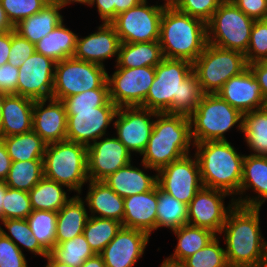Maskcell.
<instances>
[{"label":"cell","instance_id":"3","mask_svg":"<svg viewBox=\"0 0 267 267\" xmlns=\"http://www.w3.org/2000/svg\"><path fill=\"white\" fill-rule=\"evenodd\" d=\"M193 144L203 187L223 190L234 198L240 190L245 155L228 140Z\"/></svg>","mask_w":267,"mask_h":267},{"label":"cell","instance_id":"7","mask_svg":"<svg viewBox=\"0 0 267 267\" xmlns=\"http://www.w3.org/2000/svg\"><path fill=\"white\" fill-rule=\"evenodd\" d=\"M192 64L204 94H217L225 82L248 68L244 53L209 43Z\"/></svg>","mask_w":267,"mask_h":267},{"label":"cell","instance_id":"31","mask_svg":"<svg viewBox=\"0 0 267 267\" xmlns=\"http://www.w3.org/2000/svg\"><path fill=\"white\" fill-rule=\"evenodd\" d=\"M160 42L121 43L116 67H155L163 60Z\"/></svg>","mask_w":267,"mask_h":267},{"label":"cell","instance_id":"19","mask_svg":"<svg viewBox=\"0 0 267 267\" xmlns=\"http://www.w3.org/2000/svg\"><path fill=\"white\" fill-rule=\"evenodd\" d=\"M150 235L123 227L100 253L106 267H133L142 257Z\"/></svg>","mask_w":267,"mask_h":267},{"label":"cell","instance_id":"9","mask_svg":"<svg viewBox=\"0 0 267 267\" xmlns=\"http://www.w3.org/2000/svg\"><path fill=\"white\" fill-rule=\"evenodd\" d=\"M105 67L67 58L56 62L52 98L63 100L92 89H109Z\"/></svg>","mask_w":267,"mask_h":267},{"label":"cell","instance_id":"16","mask_svg":"<svg viewBox=\"0 0 267 267\" xmlns=\"http://www.w3.org/2000/svg\"><path fill=\"white\" fill-rule=\"evenodd\" d=\"M226 196L231 195L223 190L202 187L188 204V224L220 235L229 211L236 204L232 198L231 204L225 208Z\"/></svg>","mask_w":267,"mask_h":267},{"label":"cell","instance_id":"51","mask_svg":"<svg viewBox=\"0 0 267 267\" xmlns=\"http://www.w3.org/2000/svg\"><path fill=\"white\" fill-rule=\"evenodd\" d=\"M253 20L267 19V0H230Z\"/></svg>","mask_w":267,"mask_h":267},{"label":"cell","instance_id":"28","mask_svg":"<svg viewBox=\"0 0 267 267\" xmlns=\"http://www.w3.org/2000/svg\"><path fill=\"white\" fill-rule=\"evenodd\" d=\"M61 9L63 8L51 1L36 14L21 20L14 26V30L31 43L36 44L64 21L60 14Z\"/></svg>","mask_w":267,"mask_h":267},{"label":"cell","instance_id":"38","mask_svg":"<svg viewBox=\"0 0 267 267\" xmlns=\"http://www.w3.org/2000/svg\"><path fill=\"white\" fill-rule=\"evenodd\" d=\"M44 177L43 160L12 161L6 185L29 192Z\"/></svg>","mask_w":267,"mask_h":267},{"label":"cell","instance_id":"49","mask_svg":"<svg viewBox=\"0 0 267 267\" xmlns=\"http://www.w3.org/2000/svg\"><path fill=\"white\" fill-rule=\"evenodd\" d=\"M0 267H28L22 250L0 232Z\"/></svg>","mask_w":267,"mask_h":267},{"label":"cell","instance_id":"1","mask_svg":"<svg viewBox=\"0 0 267 267\" xmlns=\"http://www.w3.org/2000/svg\"><path fill=\"white\" fill-rule=\"evenodd\" d=\"M260 209L235 204L220 234L230 267H267V241L260 230Z\"/></svg>","mask_w":267,"mask_h":267},{"label":"cell","instance_id":"34","mask_svg":"<svg viewBox=\"0 0 267 267\" xmlns=\"http://www.w3.org/2000/svg\"><path fill=\"white\" fill-rule=\"evenodd\" d=\"M173 233L177 236L178 243L174 254L169 257L180 261H184L198 250L204 248L211 240L218 236L209 229L189 224L173 230Z\"/></svg>","mask_w":267,"mask_h":267},{"label":"cell","instance_id":"41","mask_svg":"<svg viewBox=\"0 0 267 267\" xmlns=\"http://www.w3.org/2000/svg\"><path fill=\"white\" fill-rule=\"evenodd\" d=\"M1 222L4 224V227L7 228L9 233L1 228V226L0 232L14 242L20 250L24 247L35 255H41L43 257L48 254L38 243V240L31 231L26 219H4L1 220ZM19 244L22 247H20Z\"/></svg>","mask_w":267,"mask_h":267},{"label":"cell","instance_id":"30","mask_svg":"<svg viewBox=\"0 0 267 267\" xmlns=\"http://www.w3.org/2000/svg\"><path fill=\"white\" fill-rule=\"evenodd\" d=\"M78 35L62 21L55 29L35 44V52L55 62L74 57Z\"/></svg>","mask_w":267,"mask_h":267},{"label":"cell","instance_id":"32","mask_svg":"<svg viewBox=\"0 0 267 267\" xmlns=\"http://www.w3.org/2000/svg\"><path fill=\"white\" fill-rule=\"evenodd\" d=\"M1 139L12 161L43 160L47 144L33 130Z\"/></svg>","mask_w":267,"mask_h":267},{"label":"cell","instance_id":"33","mask_svg":"<svg viewBox=\"0 0 267 267\" xmlns=\"http://www.w3.org/2000/svg\"><path fill=\"white\" fill-rule=\"evenodd\" d=\"M64 185L43 177L28 193L32 210L58 212L71 198Z\"/></svg>","mask_w":267,"mask_h":267},{"label":"cell","instance_id":"36","mask_svg":"<svg viewBox=\"0 0 267 267\" xmlns=\"http://www.w3.org/2000/svg\"><path fill=\"white\" fill-rule=\"evenodd\" d=\"M242 133L252 155L267 156V115L261 109L243 114Z\"/></svg>","mask_w":267,"mask_h":267},{"label":"cell","instance_id":"4","mask_svg":"<svg viewBox=\"0 0 267 267\" xmlns=\"http://www.w3.org/2000/svg\"><path fill=\"white\" fill-rule=\"evenodd\" d=\"M159 42L164 58L193 63L207 44V24L177 10L173 5L165 6Z\"/></svg>","mask_w":267,"mask_h":267},{"label":"cell","instance_id":"11","mask_svg":"<svg viewBox=\"0 0 267 267\" xmlns=\"http://www.w3.org/2000/svg\"><path fill=\"white\" fill-rule=\"evenodd\" d=\"M143 0L137 6L119 13L110 23L121 43L158 41L160 22L165 8L163 5H148Z\"/></svg>","mask_w":267,"mask_h":267},{"label":"cell","instance_id":"20","mask_svg":"<svg viewBox=\"0 0 267 267\" xmlns=\"http://www.w3.org/2000/svg\"><path fill=\"white\" fill-rule=\"evenodd\" d=\"M47 101L49 102L48 105L46 104ZM32 130L36 132L46 144L65 141L67 113L63 102L53 98L35 100L33 106Z\"/></svg>","mask_w":267,"mask_h":267},{"label":"cell","instance_id":"17","mask_svg":"<svg viewBox=\"0 0 267 267\" xmlns=\"http://www.w3.org/2000/svg\"><path fill=\"white\" fill-rule=\"evenodd\" d=\"M56 62L34 52L19 67L17 95L42 100L52 98Z\"/></svg>","mask_w":267,"mask_h":267},{"label":"cell","instance_id":"42","mask_svg":"<svg viewBox=\"0 0 267 267\" xmlns=\"http://www.w3.org/2000/svg\"><path fill=\"white\" fill-rule=\"evenodd\" d=\"M204 96L201 85L194 72L182 81L179 100L171 107L167 114L184 115L189 117L197 108Z\"/></svg>","mask_w":267,"mask_h":267},{"label":"cell","instance_id":"13","mask_svg":"<svg viewBox=\"0 0 267 267\" xmlns=\"http://www.w3.org/2000/svg\"><path fill=\"white\" fill-rule=\"evenodd\" d=\"M157 185L164 192L188 205L203 187L196 156L186 155L159 169Z\"/></svg>","mask_w":267,"mask_h":267},{"label":"cell","instance_id":"52","mask_svg":"<svg viewBox=\"0 0 267 267\" xmlns=\"http://www.w3.org/2000/svg\"><path fill=\"white\" fill-rule=\"evenodd\" d=\"M19 68L9 63L0 66V91L6 94H17Z\"/></svg>","mask_w":267,"mask_h":267},{"label":"cell","instance_id":"46","mask_svg":"<svg viewBox=\"0 0 267 267\" xmlns=\"http://www.w3.org/2000/svg\"><path fill=\"white\" fill-rule=\"evenodd\" d=\"M245 58L247 64L267 60V19L254 21Z\"/></svg>","mask_w":267,"mask_h":267},{"label":"cell","instance_id":"58","mask_svg":"<svg viewBox=\"0 0 267 267\" xmlns=\"http://www.w3.org/2000/svg\"><path fill=\"white\" fill-rule=\"evenodd\" d=\"M14 30V26L11 24L9 19L7 18L6 12L2 7L0 1V33Z\"/></svg>","mask_w":267,"mask_h":267},{"label":"cell","instance_id":"55","mask_svg":"<svg viewBox=\"0 0 267 267\" xmlns=\"http://www.w3.org/2000/svg\"><path fill=\"white\" fill-rule=\"evenodd\" d=\"M12 165V160L7 153L6 146L0 138V181H4Z\"/></svg>","mask_w":267,"mask_h":267},{"label":"cell","instance_id":"65","mask_svg":"<svg viewBox=\"0 0 267 267\" xmlns=\"http://www.w3.org/2000/svg\"><path fill=\"white\" fill-rule=\"evenodd\" d=\"M260 109L267 115V97L263 98V102Z\"/></svg>","mask_w":267,"mask_h":267},{"label":"cell","instance_id":"50","mask_svg":"<svg viewBox=\"0 0 267 267\" xmlns=\"http://www.w3.org/2000/svg\"><path fill=\"white\" fill-rule=\"evenodd\" d=\"M35 52V44L22 37L15 30H11V48L8 63L20 67L24 61Z\"/></svg>","mask_w":267,"mask_h":267},{"label":"cell","instance_id":"15","mask_svg":"<svg viewBox=\"0 0 267 267\" xmlns=\"http://www.w3.org/2000/svg\"><path fill=\"white\" fill-rule=\"evenodd\" d=\"M159 112L141 107L118 108L113 122L117 138L124 144L127 150L139 153L144 152L151 136L154 119Z\"/></svg>","mask_w":267,"mask_h":267},{"label":"cell","instance_id":"26","mask_svg":"<svg viewBox=\"0 0 267 267\" xmlns=\"http://www.w3.org/2000/svg\"><path fill=\"white\" fill-rule=\"evenodd\" d=\"M89 190L85 198L91 216L108 218L122 223L124 218V198L113 191L104 181L89 180Z\"/></svg>","mask_w":267,"mask_h":267},{"label":"cell","instance_id":"6","mask_svg":"<svg viewBox=\"0 0 267 267\" xmlns=\"http://www.w3.org/2000/svg\"><path fill=\"white\" fill-rule=\"evenodd\" d=\"M189 119L193 143L227 140L224 134L236 124L242 132L243 114L218 94H204Z\"/></svg>","mask_w":267,"mask_h":267},{"label":"cell","instance_id":"66","mask_svg":"<svg viewBox=\"0 0 267 267\" xmlns=\"http://www.w3.org/2000/svg\"><path fill=\"white\" fill-rule=\"evenodd\" d=\"M164 1L166 6H172L176 2V0H164Z\"/></svg>","mask_w":267,"mask_h":267},{"label":"cell","instance_id":"2","mask_svg":"<svg viewBox=\"0 0 267 267\" xmlns=\"http://www.w3.org/2000/svg\"><path fill=\"white\" fill-rule=\"evenodd\" d=\"M141 163L144 169L158 171L171 162L189 155L190 119L184 115L158 113Z\"/></svg>","mask_w":267,"mask_h":267},{"label":"cell","instance_id":"29","mask_svg":"<svg viewBox=\"0 0 267 267\" xmlns=\"http://www.w3.org/2000/svg\"><path fill=\"white\" fill-rule=\"evenodd\" d=\"M85 201L77 194L57 212L56 244L83 233L88 219Z\"/></svg>","mask_w":267,"mask_h":267},{"label":"cell","instance_id":"23","mask_svg":"<svg viewBox=\"0 0 267 267\" xmlns=\"http://www.w3.org/2000/svg\"><path fill=\"white\" fill-rule=\"evenodd\" d=\"M253 189L256 196H247L242 198L246 190ZM258 194V196H257ZM234 198L235 203L245 207L261 208L267 199V156L262 155H245L243 161V173L240 184V190Z\"/></svg>","mask_w":267,"mask_h":267},{"label":"cell","instance_id":"48","mask_svg":"<svg viewBox=\"0 0 267 267\" xmlns=\"http://www.w3.org/2000/svg\"><path fill=\"white\" fill-rule=\"evenodd\" d=\"M224 0H176L173 6L194 18L200 19L206 24Z\"/></svg>","mask_w":267,"mask_h":267},{"label":"cell","instance_id":"25","mask_svg":"<svg viewBox=\"0 0 267 267\" xmlns=\"http://www.w3.org/2000/svg\"><path fill=\"white\" fill-rule=\"evenodd\" d=\"M34 101L17 94L5 96L1 112L0 138L32 131Z\"/></svg>","mask_w":267,"mask_h":267},{"label":"cell","instance_id":"64","mask_svg":"<svg viewBox=\"0 0 267 267\" xmlns=\"http://www.w3.org/2000/svg\"><path fill=\"white\" fill-rule=\"evenodd\" d=\"M6 95H7L6 93L0 91V126H1L2 105H3V101H4Z\"/></svg>","mask_w":267,"mask_h":267},{"label":"cell","instance_id":"35","mask_svg":"<svg viewBox=\"0 0 267 267\" xmlns=\"http://www.w3.org/2000/svg\"><path fill=\"white\" fill-rule=\"evenodd\" d=\"M156 230L161 227L171 231L188 224V205L164 192L157 185Z\"/></svg>","mask_w":267,"mask_h":267},{"label":"cell","instance_id":"44","mask_svg":"<svg viewBox=\"0 0 267 267\" xmlns=\"http://www.w3.org/2000/svg\"><path fill=\"white\" fill-rule=\"evenodd\" d=\"M32 211L29 193L8 187L4 195L3 220L26 219Z\"/></svg>","mask_w":267,"mask_h":267},{"label":"cell","instance_id":"56","mask_svg":"<svg viewBox=\"0 0 267 267\" xmlns=\"http://www.w3.org/2000/svg\"><path fill=\"white\" fill-rule=\"evenodd\" d=\"M11 48V31L0 33V66L8 63Z\"/></svg>","mask_w":267,"mask_h":267},{"label":"cell","instance_id":"8","mask_svg":"<svg viewBox=\"0 0 267 267\" xmlns=\"http://www.w3.org/2000/svg\"><path fill=\"white\" fill-rule=\"evenodd\" d=\"M254 21L230 0H224L207 23V43L245 54Z\"/></svg>","mask_w":267,"mask_h":267},{"label":"cell","instance_id":"60","mask_svg":"<svg viewBox=\"0 0 267 267\" xmlns=\"http://www.w3.org/2000/svg\"><path fill=\"white\" fill-rule=\"evenodd\" d=\"M160 267H187L184 261L175 260L170 257L165 258Z\"/></svg>","mask_w":267,"mask_h":267},{"label":"cell","instance_id":"54","mask_svg":"<svg viewBox=\"0 0 267 267\" xmlns=\"http://www.w3.org/2000/svg\"><path fill=\"white\" fill-rule=\"evenodd\" d=\"M248 67L261 87L263 98L267 97V60L248 64Z\"/></svg>","mask_w":267,"mask_h":267},{"label":"cell","instance_id":"53","mask_svg":"<svg viewBox=\"0 0 267 267\" xmlns=\"http://www.w3.org/2000/svg\"><path fill=\"white\" fill-rule=\"evenodd\" d=\"M95 4L102 22L110 23L116 17V0H91L88 6Z\"/></svg>","mask_w":267,"mask_h":267},{"label":"cell","instance_id":"43","mask_svg":"<svg viewBox=\"0 0 267 267\" xmlns=\"http://www.w3.org/2000/svg\"><path fill=\"white\" fill-rule=\"evenodd\" d=\"M216 236L204 248L184 260L187 267H230L226 252Z\"/></svg>","mask_w":267,"mask_h":267},{"label":"cell","instance_id":"39","mask_svg":"<svg viewBox=\"0 0 267 267\" xmlns=\"http://www.w3.org/2000/svg\"><path fill=\"white\" fill-rule=\"evenodd\" d=\"M26 220L40 246L50 253L56 245L57 212L33 210Z\"/></svg>","mask_w":267,"mask_h":267},{"label":"cell","instance_id":"37","mask_svg":"<svg viewBox=\"0 0 267 267\" xmlns=\"http://www.w3.org/2000/svg\"><path fill=\"white\" fill-rule=\"evenodd\" d=\"M122 228V223L113 219L90 216L83 234L95 254H100Z\"/></svg>","mask_w":267,"mask_h":267},{"label":"cell","instance_id":"45","mask_svg":"<svg viewBox=\"0 0 267 267\" xmlns=\"http://www.w3.org/2000/svg\"><path fill=\"white\" fill-rule=\"evenodd\" d=\"M7 18L13 26H16L21 20L28 18L39 12L49 0H0Z\"/></svg>","mask_w":267,"mask_h":267},{"label":"cell","instance_id":"22","mask_svg":"<svg viewBox=\"0 0 267 267\" xmlns=\"http://www.w3.org/2000/svg\"><path fill=\"white\" fill-rule=\"evenodd\" d=\"M217 94L242 114L260 109L263 102L261 87L249 67L225 82Z\"/></svg>","mask_w":267,"mask_h":267},{"label":"cell","instance_id":"47","mask_svg":"<svg viewBox=\"0 0 267 267\" xmlns=\"http://www.w3.org/2000/svg\"><path fill=\"white\" fill-rule=\"evenodd\" d=\"M109 89H92L62 100L65 110H85L104 106L109 101Z\"/></svg>","mask_w":267,"mask_h":267},{"label":"cell","instance_id":"24","mask_svg":"<svg viewBox=\"0 0 267 267\" xmlns=\"http://www.w3.org/2000/svg\"><path fill=\"white\" fill-rule=\"evenodd\" d=\"M157 186L150 191L124 198L122 226L151 235L156 230Z\"/></svg>","mask_w":267,"mask_h":267},{"label":"cell","instance_id":"27","mask_svg":"<svg viewBox=\"0 0 267 267\" xmlns=\"http://www.w3.org/2000/svg\"><path fill=\"white\" fill-rule=\"evenodd\" d=\"M122 198L153 190L157 186V173L154 176L146 174L131 162L121 167L103 180Z\"/></svg>","mask_w":267,"mask_h":267},{"label":"cell","instance_id":"40","mask_svg":"<svg viewBox=\"0 0 267 267\" xmlns=\"http://www.w3.org/2000/svg\"><path fill=\"white\" fill-rule=\"evenodd\" d=\"M50 254L71 267H80L86 259L95 255L83 233L56 244Z\"/></svg>","mask_w":267,"mask_h":267},{"label":"cell","instance_id":"12","mask_svg":"<svg viewBox=\"0 0 267 267\" xmlns=\"http://www.w3.org/2000/svg\"><path fill=\"white\" fill-rule=\"evenodd\" d=\"M107 75L109 99L118 107H141L155 77V67H115Z\"/></svg>","mask_w":267,"mask_h":267},{"label":"cell","instance_id":"61","mask_svg":"<svg viewBox=\"0 0 267 267\" xmlns=\"http://www.w3.org/2000/svg\"><path fill=\"white\" fill-rule=\"evenodd\" d=\"M45 258L47 259L46 267H71L68 264L62 263L55 259L50 253H48Z\"/></svg>","mask_w":267,"mask_h":267},{"label":"cell","instance_id":"57","mask_svg":"<svg viewBox=\"0 0 267 267\" xmlns=\"http://www.w3.org/2000/svg\"><path fill=\"white\" fill-rule=\"evenodd\" d=\"M143 0H116V16L132 7L137 6Z\"/></svg>","mask_w":267,"mask_h":267},{"label":"cell","instance_id":"5","mask_svg":"<svg viewBox=\"0 0 267 267\" xmlns=\"http://www.w3.org/2000/svg\"><path fill=\"white\" fill-rule=\"evenodd\" d=\"M44 177L81 194L89 181L87 146L68 140L46 145L43 156Z\"/></svg>","mask_w":267,"mask_h":267},{"label":"cell","instance_id":"63","mask_svg":"<svg viewBox=\"0 0 267 267\" xmlns=\"http://www.w3.org/2000/svg\"><path fill=\"white\" fill-rule=\"evenodd\" d=\"M91 0H52V2L58 4L60 7H65L68 4L72 3H80V4H86L89 5Z\"/></svg>","mask_w":267,"mask_h":267},{"label":"cell","instance_id":"59","mask_svg":"<svg viewBox=\"0 0 267 267\" xmlns=\"http://www.w3.org/2000/svg\"><path fill=\"white\" fill-rule=\"evenodd\" d=\"M80 267H106L104 261L100 254H95L94 256L85 260V262Z\"/></svg>","mask_w":267,"mask_h":267},{"label":"cell","instance_id":"14","mask_svg":"<svg viewBox=\"0 0 267 267\" xmlns=\"http://www.w3.org/2000/svg\"><path fill=\"white\" fill-rule=\"evenodd\" d=\"M118 107L109 100L104 106L85 110H66V140L89 146L102 139L114 120Z\"/></svg>","mask_w":267,"mask_h":267},{"label":"cell","instance_id":"10","mask_svg":"<svg viewBox=\"0 0 267 267\" xmlns=\"http://www.w3.org/2000/svg\"><path fill=\"white\" fill-rule=\"evenodd\" d=\"M192 72L190 61L163 58L155 66V77L141 108L167 113L179 100L182 81Z\"/></svg>","mask_w":267,"mask_h":267},{"label":"cell","instance_id":"21","mask_svg":"<svg viewBox=\"0 0 267 267\" xmlns=\"http://www.w3.org/2000/svg\"><path fill=\"white\" fill-rule=\"evenodd\" d=\"M120 45L121 41L114 26L103 22L97 32L85 38L77 37L74 58L105 67L103 61L111 57L117 56V63Z\"/></svg>","mask_w":267,"mask_h":267},{"label":"cell","instance_id":"62","mask_svg":"<svg viewBox=\"0 0 267 267\" xmlns=\"http://www.w3.org/2000/svg\"><path fill=\"white\" fill-rule=\"evenodd\" d=\"M8 189L5 181H0V220H3V203H4V195Z\"/></svg>","mask_w":267,"mask_h":267},{"label":"cell","instance_id":"18","mask_svg":"<svg viewBox=\"0 0 267 267\" xmlns=\"http://www.w3.org/2000/svg\"><path fill=\"white\" fill-rule=\"evenodd\" d=\"M131 153L117 137L96 140L87 146L89 180L103 181L131 162Z\"/></svg>","mask_w":267,"mask_h":267}]
</instances>
